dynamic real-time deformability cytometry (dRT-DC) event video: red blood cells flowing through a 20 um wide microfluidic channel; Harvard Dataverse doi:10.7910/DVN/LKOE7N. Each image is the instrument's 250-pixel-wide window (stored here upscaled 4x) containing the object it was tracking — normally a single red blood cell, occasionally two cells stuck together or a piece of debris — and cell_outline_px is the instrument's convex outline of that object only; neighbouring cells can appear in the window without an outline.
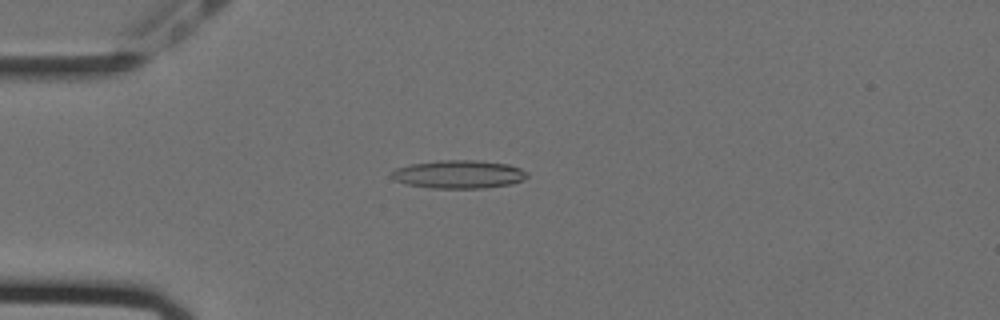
{"species": "Egyptian fruit bat (a non-hibernating species)", "species_latin": "Rousettus aegyptiacus", "temperature_condition": "cold", "stored_images_in_passage": 57, "camera_frame_rate_fps": 3000, "um_per_image_px": 0.085, "animal": {"sex": "female"}, "frame": {"image": 1, "passage_image": 15, "time_ms": 4.667, "image_size_px": [1000, 320], "cell_outline_px": [[528, 176], [512, 184], [484, 188], [432, 188], [404, 184], [392, 180], [388, 176], [388, 172], [396, 168], [412, 164], [436, 160], [476, 160], [508, 164], [520, 168], [528, 172]], "centroid_in_image_um": [38.92, 14.81], "position_along_channel_um": 46.1, "area_um2": 22.6}}
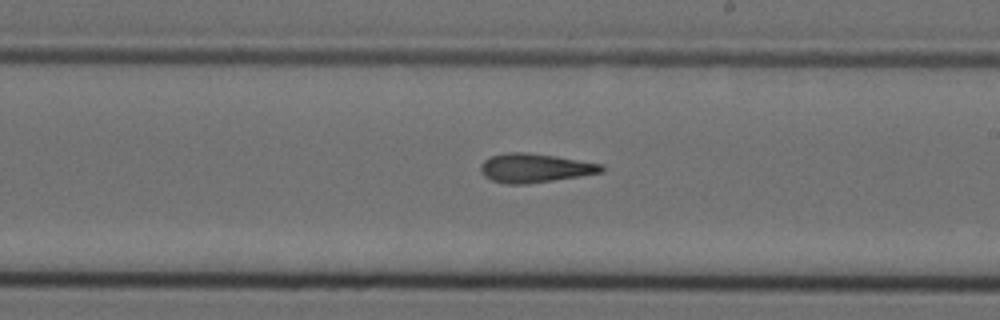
{"frame": {"image": 2, "passage_image": 33, "time_ms": 10.667, "image_size_px": [1000, 320], "cell_outline_px": [[604, 172], [580, 176], [528, 184], [504, 184], [492, 180], [484, 176], [480, 172], [480, 164], [484, 160], [492, 156], [508, 152], [528, 152], [556, 156], [604, 164]], "centroid_in_image_um": [45.46, 14.28], "position_along_channel_um": 243.5, "area_um2": 20.58}}
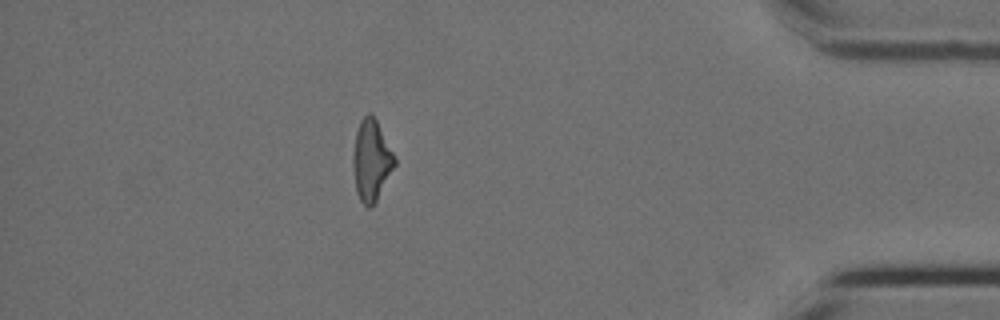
{"frame": {"image": 3, "passage_image": 50, "time_ms": 16.333, "image_size_px": [1000, 320], "cell_outline_px": [[396, 164], [372, 208], [368, 208], [360, 200], [356, 192], [352, 168], [352, 156], [356, 132], [360, 120], [368, 112], [376, 120], [396, 160]], "centroid_in_image_um": [31.53, 13.67], "position_along_channel_um": 403.7, "area_um2": 19.48}, "authors_computed_cell_mechanics": {"area_um2": 20.23, "velocity_mm_per_s": 3.5828, "shape_relaxation_time_tau1_ms": null, "shape_relaxation_time_tau2_ms": 6.3856, "deformation_change_tau1": null, "deformation_change_tau2": 0.2006}}